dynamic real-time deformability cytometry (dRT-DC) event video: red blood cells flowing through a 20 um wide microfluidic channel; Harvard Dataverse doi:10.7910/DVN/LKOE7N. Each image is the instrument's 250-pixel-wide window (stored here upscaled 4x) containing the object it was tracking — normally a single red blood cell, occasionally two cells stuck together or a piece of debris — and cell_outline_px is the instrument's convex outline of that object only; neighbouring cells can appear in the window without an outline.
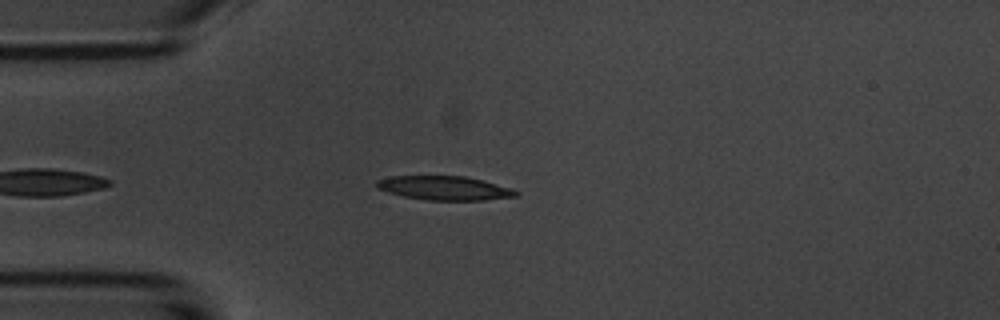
{"species": "common noctule bat (a hibernating species)", "species_latin": "Nyctalus noctula", "temperature_condition": "room temperature", "stored_images_in_passage": 44, "camera_frame_rate_fps": 3000, "um_per_image_px": 0.085, "animal": {"sex": "male", "body_mass_g": 20.1, "forearm_length_mm": 53.5}, "frame": {"image": 1, "passage_image": 7, "time_ms": 2.0, "image_size_px": [1000, 320], "cell_outline_px": [[520, 192], [516, 196], [484, 200], [428, 200], [404, 196], [388, 192], [376, 188], [376, 180], [388, 176], [464, 176], [484, 180], [512, 188]], "centroid_in_image_um": [37.78, 15.98], "position_along_channel_um": 47.2, "area_um2": 19.54}}
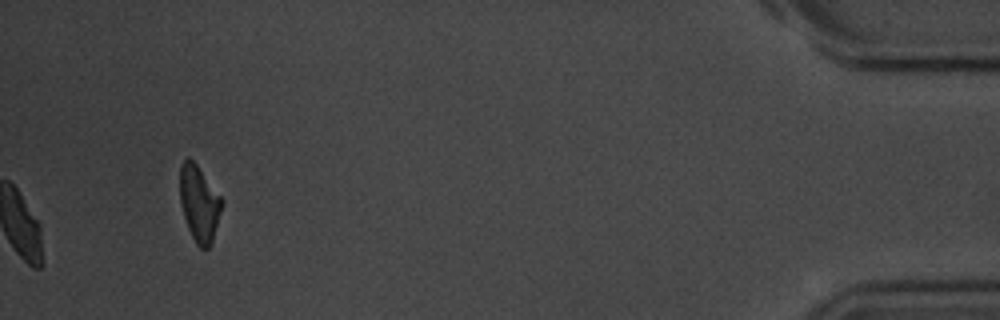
{"frame": {"image": 2, "passage_image": 44, "time_ms": 14.333, "image_size_px": [1000, 320], "cell_outline_px": [[224, 200], [212, 244], [208, 248], [200, 248], [196, 244], [188, 228], [180, 204], [180, 164], [188, 156], [196, 164]], "centroid_in_image_um": [16.94, 17.3], "position_along_channel_um": 418.3, "area_um2": 18.61}, "authors_computed_cell_mechanics": {"area_um2": 19.6809, "velocity_mm_per_s": 3.6834, "shape_relaxation_time_tau1_ms": 1.3021, "shape_relaxation_time_tau2_ms": 2.0764, "deformation_change_tau1": 0.0925, "deformation_change_tau2": 0.0693}}